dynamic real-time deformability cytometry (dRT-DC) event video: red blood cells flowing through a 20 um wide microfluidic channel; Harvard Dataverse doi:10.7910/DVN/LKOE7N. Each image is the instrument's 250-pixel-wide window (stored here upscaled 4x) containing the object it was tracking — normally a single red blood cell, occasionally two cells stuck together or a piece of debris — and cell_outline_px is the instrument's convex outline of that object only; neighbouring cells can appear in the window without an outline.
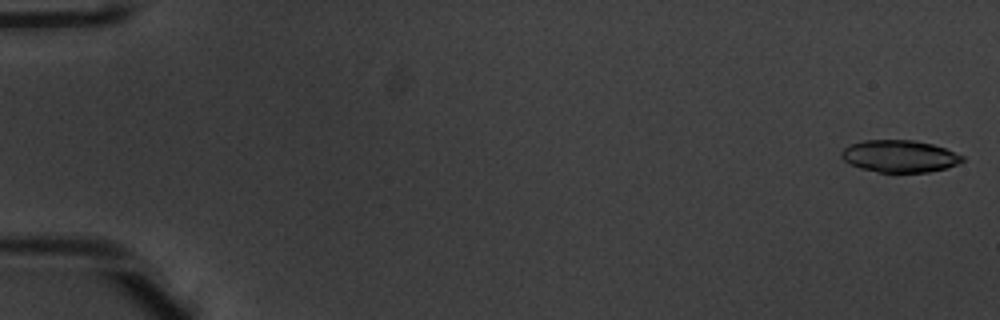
{"species": "common noctule bat (a hibernating species)", "species_latin": "Nyctalus noctula", "temperature_condition": "warm", "stored_images_in_passage": 52, "camera_frame_rate_fps": 3000, "um_per_image_px": 0.085, "animal": {"sex": "male", "body_mass_g": 20.1, "forearm_length_mm": 53.5}, "frame": {"image": 1, "passage_image": 1, "time_ms": 0.0, "image_size_px": [1000, 320], "cell_outline_px": [[964, 160], [948, 168], [928, 172], [880, 172], [860, 168], [844, 160], [840, 156], [840, 152], [844, 148], [852, 144], [864, 140], [916, 140], [932, 144], [944, 148], [964, 156]], "centroid_in_image_um": [76.47, 13.27], "position_along_channel_um": 8.5, "area_um2": 22.54}}
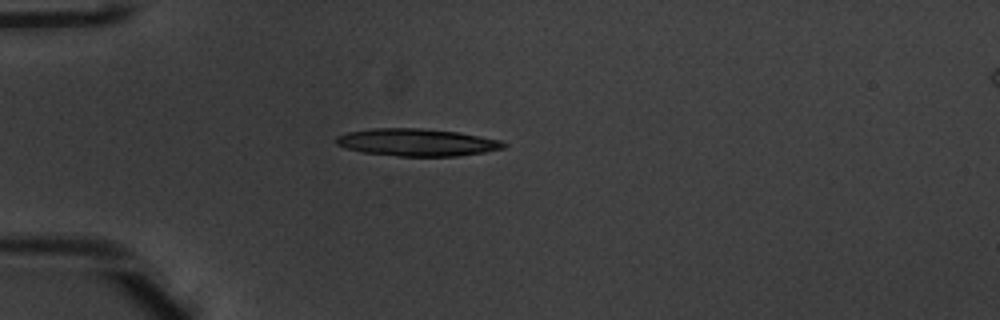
{"frame": {"image": 2, "passage_image": 15, "time_ms": 4.667, "image_size_px": [1000, 320], "cell_outline_px": [[508, 144], [504, 148], [484, 152], [460, 156], [400, 156], [364, 152], [348, 148], [336, 144], [336, 136], [348, 132], [372, 128], [420, 128], [460, 132], [500, 140]], "centroid_in_image_um": [35.47, 12.09], "position_along_channel_um": 49.5, "area_um2": 26.65}}
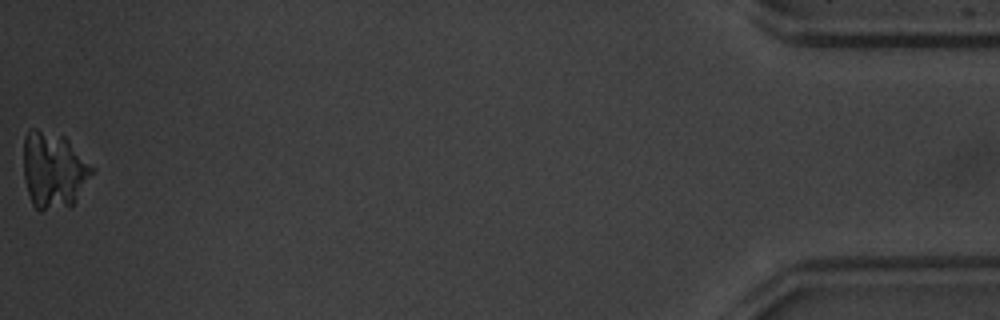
{"frame": {"image": 3, "passage_image": 52, "time_ms": 17.0, "image_size_px": [1000, 320], "cell_outline_px": [[96, 172], [72, 204], [68, 208], [40, 212], [32, 204], [28, 192], [24, 176], [24, 136], [32, 128], [36, 128], [64, 136], [68, 140]], "centroid_in_image_um": [4.55, 14.49], "position_along_channel_um": 430.6, "area_um2": 30.52}}